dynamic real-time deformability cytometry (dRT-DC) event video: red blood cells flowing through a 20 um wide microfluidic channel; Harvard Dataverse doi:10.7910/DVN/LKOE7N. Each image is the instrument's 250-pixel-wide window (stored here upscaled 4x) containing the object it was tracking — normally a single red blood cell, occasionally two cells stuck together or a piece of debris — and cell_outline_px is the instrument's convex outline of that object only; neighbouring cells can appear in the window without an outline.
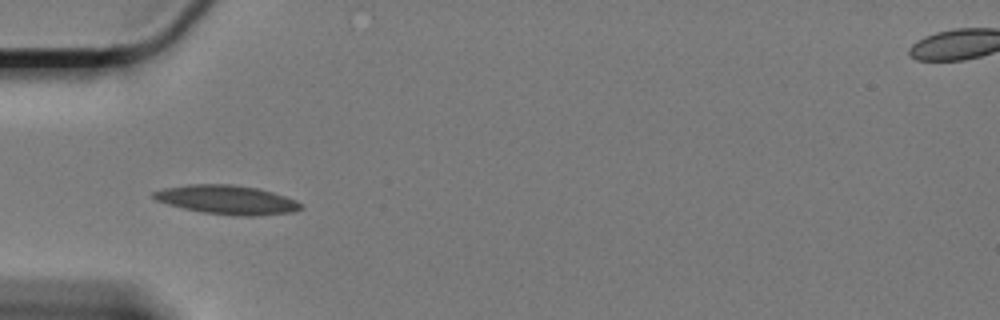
{"species": "Egyptian fruit bat (a non-hibernating species)", "species_latin": "Rousettus aegyptiacus", "temperature_condition": "cold", "stored_images_in_passage": 42, "camera_frame_rate_fps": 3000, "um_per_image_px": 0.085, "animal": {"sex": "female"}, "frame": {"image": 1, "passage_image": 1, "time_ms": 0.0, "image_size_px": [1000, 320], "cell_outline_px": [[304, 204], [300, 208], [292, 212], [260, 216], [236, 216], [200, 212], [168, 204], [156, 200], [152, 196], [152, 192], [164, 188], [188, 184], [232, 184], [256, 188], [272, 192], [296, 200]], "centroid_in_image_um": [19.29, 16.98], "position_along_channel_um": 65.7, "area_um2": 24.91}}
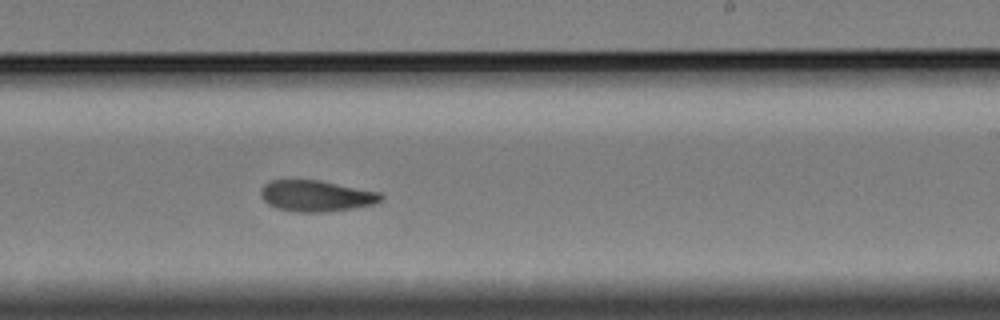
{"frame": {"image": 2, "passage_image": 19, "time_ms": 6.0, "image_size_px": [1000, 320], "cell_outline_px": [[384, 200], [376, 204], [356, 208], [324, 212], [296, 212], [276, 208], [268, 204], [260, 196], [260, 188], [264, 184], [272, 180], [320, 180], [380, 192], [384, 196]], "centroid_in_image_um": [26.91, 16.66], "position_along_channel_um": 262.1, "area_um2": 22.14}}
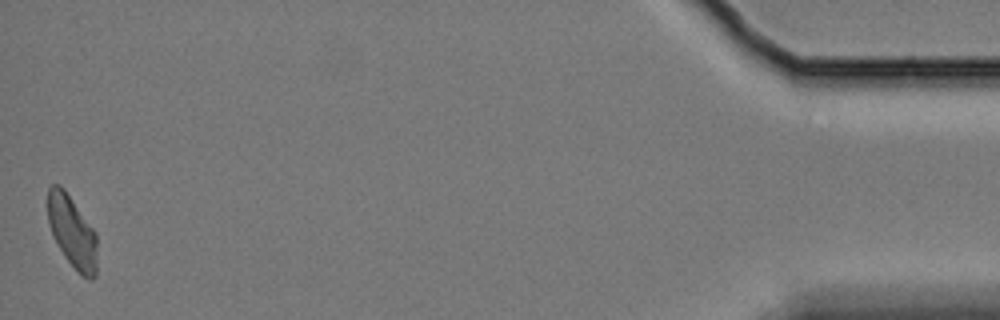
{"frame": {"image": 3, "passage_image": 42, "time_ms": 13.667, "image_size_px": [1000, 320], "cell_outline_px": [[96, 276], [92, 280], [88, 280], [76, 272], [64, 256], [52, 236], [48, 224], [48, 188], [52, 184], [60, 184], [64, 188], [96, 232]], "centroid_in_image_um": [6.13, 19.72], "position_along_channel_um": 429.1, "area_um2": 20.98}, "authors_computed_cell_mechanics": {"area_um2": 21.9351, "velocity_mm_per_s": 3.2924, "shape_relaxation_time_tau1_ms": 5.3933, "shape_relaxation_time_tau2_ms": 4.7527, "deformation_change_tau1": 0.153, "deformation_change_tau2": 0.1123}}